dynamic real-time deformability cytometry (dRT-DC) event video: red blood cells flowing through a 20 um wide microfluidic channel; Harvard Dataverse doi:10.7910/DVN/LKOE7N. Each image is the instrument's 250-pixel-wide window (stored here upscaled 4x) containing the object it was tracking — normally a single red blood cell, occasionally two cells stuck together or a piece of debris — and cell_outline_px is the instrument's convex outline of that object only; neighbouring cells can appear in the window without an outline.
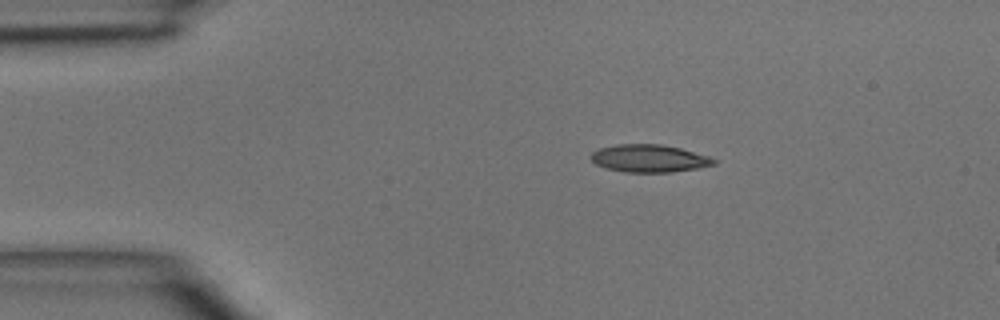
{"species": "common noctule bat (a hibernating species)", "species_latin": "Nyctalus noctula", "temperature_condition": "room temperature", "stored_images_in_passage": 5, "camera_frame_rate_fps": 3000, "um_per_image_px": 0.085, "animal": {"sex": "male", "body_mass_g": 15.6}, "frame": {"image": 1, "passage_image": 5, "time_ms": 5.333, "image_size_px": [1000, 320], "cell_outline_px": [[716, 164], [696, 168], [672, 172], [624, 172], [604, 168], [596, 164], [588, 156], [592, 152], [600, 148], [616, 144], [660, 144], [680, 148], [708, 156], [716, 160]], "centroid_in_image_um": [55.13, 13.46], "position_along_channel_um": 29.9, "area_um2": 19.77}}